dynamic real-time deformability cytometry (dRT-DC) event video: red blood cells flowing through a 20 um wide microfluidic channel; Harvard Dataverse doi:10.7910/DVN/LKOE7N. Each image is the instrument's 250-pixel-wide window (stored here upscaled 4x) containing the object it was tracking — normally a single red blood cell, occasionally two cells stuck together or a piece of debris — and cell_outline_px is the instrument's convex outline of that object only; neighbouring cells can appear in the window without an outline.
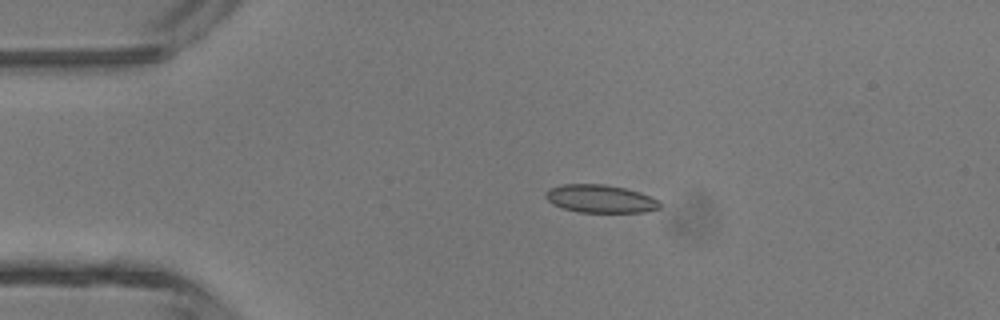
{"species": "common noctule bat (a hibernating species)", "species_latin": "Nyctalus noctula", "temperature_condition": "room temperature", "stored_images_in_passage": 3, "camera_frame_rate_fps": 3000, "um_per_image_px": 0.085, "animal": {"sex": "male", "body_mass_g": 13.3}, "frame": {"image": 1, "passage_image": 2, "time_ms": 0.333, "image_size_px": [1000, 320], "cell_outline_px": [[660, 208], [644, 212], [580, 212], [564, 208], [552, 204], [544, 196], [544, 192], [548, 188], [564, 184], [604, 184], [624, 188], [640, 192], [660, 200]], "centroid_in_image_um": [51.02, 16.89], "position_along_channel_um": 34.0, "area_um2": 18.67}}